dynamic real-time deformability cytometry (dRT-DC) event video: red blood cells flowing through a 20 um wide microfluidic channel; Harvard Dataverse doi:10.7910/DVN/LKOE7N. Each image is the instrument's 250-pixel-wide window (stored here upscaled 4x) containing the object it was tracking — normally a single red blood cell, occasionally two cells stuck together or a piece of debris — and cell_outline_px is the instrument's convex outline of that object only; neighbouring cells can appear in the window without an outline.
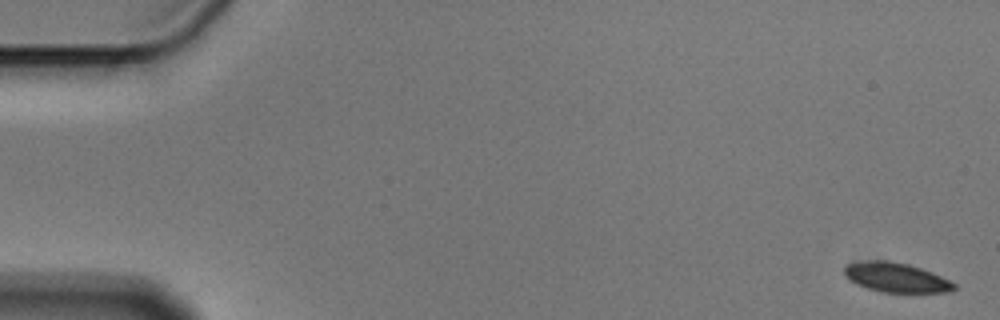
{"species": "Egyptian fruit bat (a non-hibernating species)", "species_latin": "Rousettus aegyptiacus", "temperature_condition": "cold", "stored_images_in_passage": 6, "segment_of_instrument_passage": [1, 2], "camera_frame_rate_fps": 3000, "um_per_image_px": 0.085, "animal": {"sex": "male"}, "frame": {"image": 1, "passage_image": 1, "time_ms": 0.0, "image_size_px": [1000, 320], "cell_outline_px": [[956, 288], [952, 292], [880, 292], [856, 284], [848, 280], [844, 276], [844, 264], [860, 260], [888, 260], [908, 264], [932, 272], [956, 284]], "centroid_in_image_um": [76.1, 23.57], "position_along_channel_um": 8.9, "area_um2": 19.13}}